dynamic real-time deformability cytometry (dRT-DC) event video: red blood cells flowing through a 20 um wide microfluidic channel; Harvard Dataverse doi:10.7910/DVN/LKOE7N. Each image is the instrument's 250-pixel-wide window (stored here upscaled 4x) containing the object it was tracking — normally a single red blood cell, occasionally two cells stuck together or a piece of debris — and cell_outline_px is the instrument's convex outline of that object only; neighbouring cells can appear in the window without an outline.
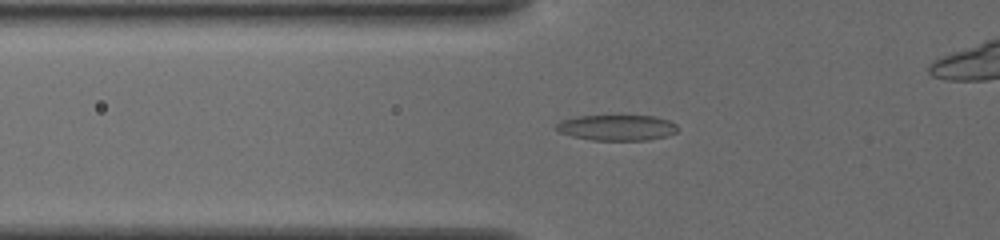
{"species": "common noctule bat (a hibernating species)", "species_latin": "Nyctalus noctula", "temperature_condition": "cold", "stored_images_in_passage": 43, "camera_frame_rate_fps": 3000, "um_per_image_px": 0.085, "animal": {"sex": "female", "body_mass_g": 19.5, "forearm_length_mm": 54.1}, "frame": {"image": 1, "passage_image": 14, "time_ms": 4.333, "image_size_px": [1000, 240], "cell_outline_px": [[680, 128], [676, 132], [668, 136], [648, 140], [592, 140], [572, 136], [560, 132], [556, 128], [556, 124], [560, 120], [580, 116], [652, 116], [668, 120], [676, 124]], "centroid_in_image_um": [52.46, 10.85], "position_along_channel_um": 73.3, "area_um2": 18.15}}
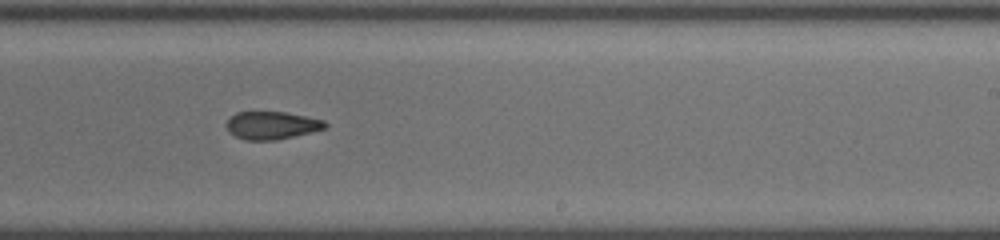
{"frame": {"image": 2, "passage_image": 29, "time_ms": 9.333, "image_size_px": [1000, 240], "cell_outline_px": [[328, 124], [324, 128], [276, 140], [244, 140], [228, 132], [224, 124], [236, 112], [284, 112], [324, 120]], "centroid_in_image_um": [23.03, 10.65], "position_along_channel_um": 266.0, "area_um2": 15.78}}
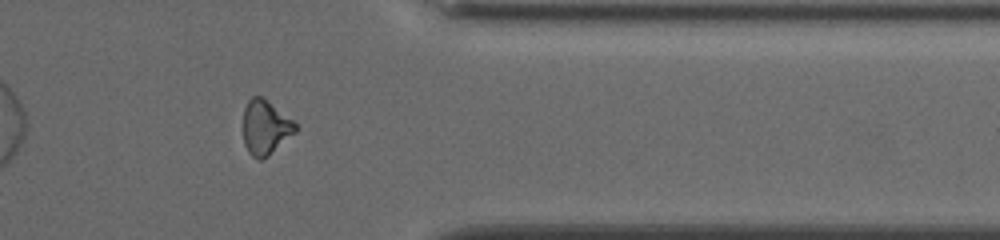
{"frame": {"image": 3, "passage_image": 39, "time_ms": 12.667, "image_size_px": [1000, 240], "cell_outline_px": [[296, 132], [268, 156], [260, 160], [256, 160], [248, 152], [244, 144], [244, 108], [248, 100], [252, 96], [260, 96], [292, 120], [296, 124]], "centroid_in_image_um": [22.54, 10.86], "position_along_channel_um": 388.9, "area_um2": 16.3}}